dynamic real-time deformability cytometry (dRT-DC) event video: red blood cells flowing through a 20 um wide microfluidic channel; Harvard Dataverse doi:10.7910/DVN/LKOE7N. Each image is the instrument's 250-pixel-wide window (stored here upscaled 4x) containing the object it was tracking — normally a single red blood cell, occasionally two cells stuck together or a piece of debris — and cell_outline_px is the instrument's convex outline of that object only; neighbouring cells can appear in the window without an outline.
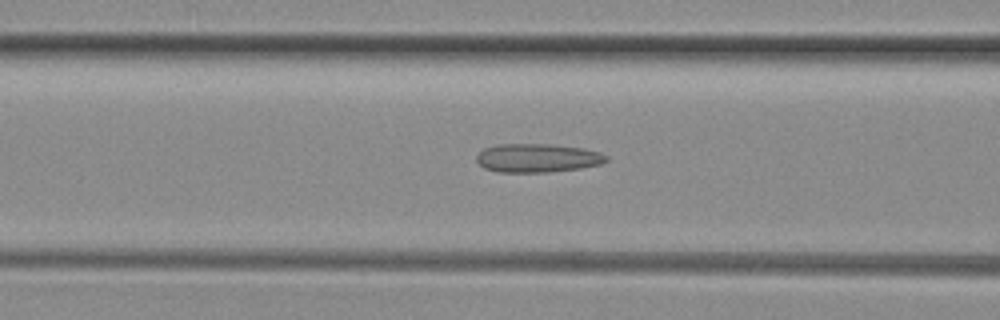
{"species": "common noctule bat (a hibernating species)", "species_latin": "Nyctalus noctula", "temperature_condition": "room temperature", "stored_images_in_passage": 39, "camera_frame_rate_fps": 3000, "um_per_image_px": 0.085, "animal": {"sex": "female", "body_mass_g": 29.2, "forearm_length_mm": 56.3}, "frame": {"image": 1, "passage_image": 18, "time_ms": 5.667, "image_size_px": [1000, 320], "cell_outline_px": [[608, 160], [600, 164], [580, 168], [548, 172], [496, 172], [484, 168], [476, 160], [476, 156], [484, 148], [500, 144], [552, 144], [584, 148], [600, 152], [608, 156]], "centroid_in_image_um": [45.69, 13.43], "position_along_channel_um": 120.9, "area_um2": 21.73}}
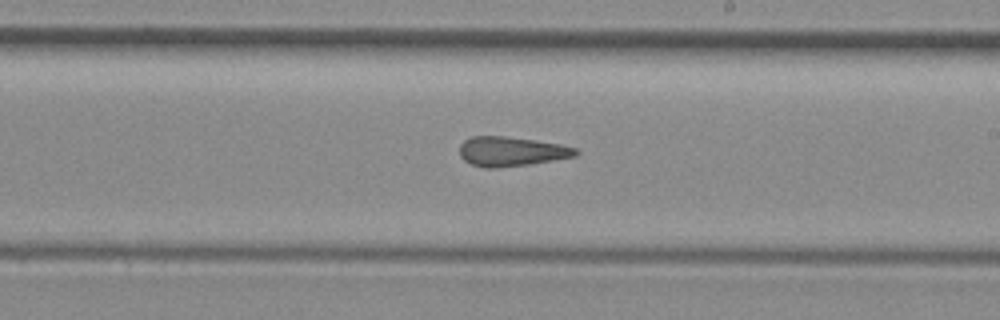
{"frame": {"image": 2, "passage_image": 27, "time_ms": 8.667, "image_size_px": [1000, 320], "cell_outline_px": [[580, 152], [576, 156], [528, 164], [496, 168], [484, 168], [472, 164], [464, 160], [460, 156], [460, 144], [464, 140], [472, 136], [504, 136], [560, 144], [576, 148]], "centroid_in_image_um": [43.44, 12.87], "position_along_channel_um": 245.6, "area_um2": 19.83}}
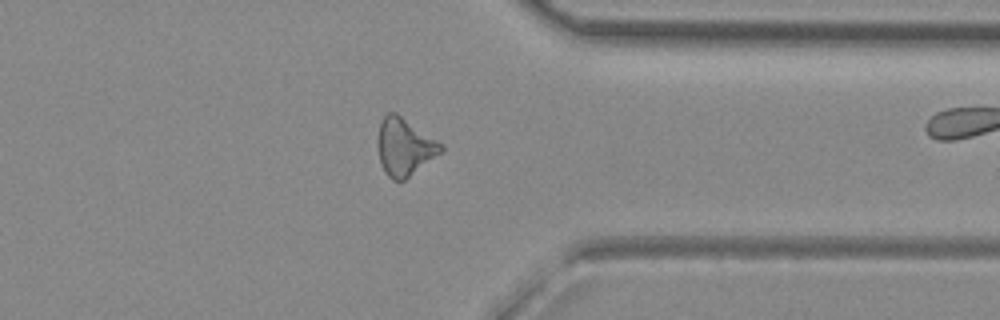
{"frame": {"image": 3, "passage_image": 37, "time_ms": 12.0, "image_size_px": [1000, 320], "cell_outline_px": [[444, 152], [404, 180], [392, 180], [384, 172], [380, 164], [376, 144], [376, 140], [380, 124], [384, 116], [388, 112], [396, 112], [444, 144]], "centroid_in_image_um": [34.39, 12.49], "position_along_channel_um": 377.0, "area_um2": 21.62}}